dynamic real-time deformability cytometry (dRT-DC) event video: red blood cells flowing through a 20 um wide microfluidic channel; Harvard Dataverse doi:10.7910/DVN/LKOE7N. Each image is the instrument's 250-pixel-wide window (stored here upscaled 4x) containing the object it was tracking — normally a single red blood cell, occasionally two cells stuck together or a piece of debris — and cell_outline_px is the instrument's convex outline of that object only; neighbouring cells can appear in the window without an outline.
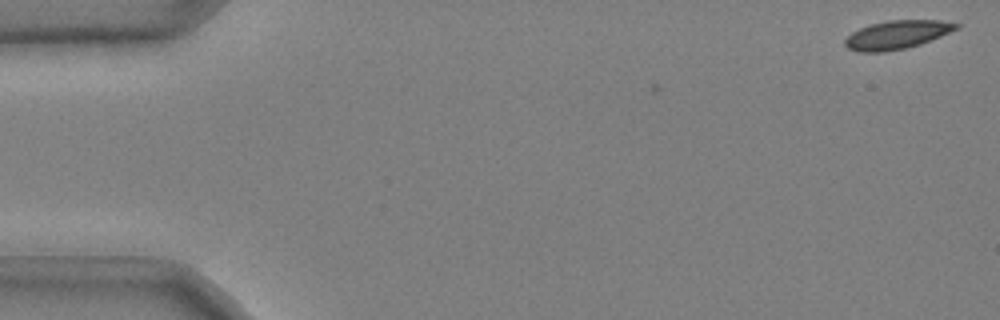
{"species": "common noctule bat (a hibernating species)", "species_latin": "Nyctalus noctula", "temperature_condition": "cold", "stored_images_in_passage": 4, "camera_frame_rate_fps": 3000, "um_per_image_px": 0.085, "animal": {"sex": "male", "body_mass_g": 20.4}, "frame": {"image": 1, "passage_image": 1, "time_ms": 0.0, "image_size_px": [1000, 320], "cell_outline_px": [[960, 28], [920, 44], [904, 48], [884, 52], [856, 52], [848, 48], [844, 44], [844, 40], [852, 32], [860, 28], [872, 24], [888, 20], [940, 20], [960, 24]], "centroid_in_image_um": [76.23, 2.95], "position_along_channel_um": 8.8, "area_um2": 18.38}}